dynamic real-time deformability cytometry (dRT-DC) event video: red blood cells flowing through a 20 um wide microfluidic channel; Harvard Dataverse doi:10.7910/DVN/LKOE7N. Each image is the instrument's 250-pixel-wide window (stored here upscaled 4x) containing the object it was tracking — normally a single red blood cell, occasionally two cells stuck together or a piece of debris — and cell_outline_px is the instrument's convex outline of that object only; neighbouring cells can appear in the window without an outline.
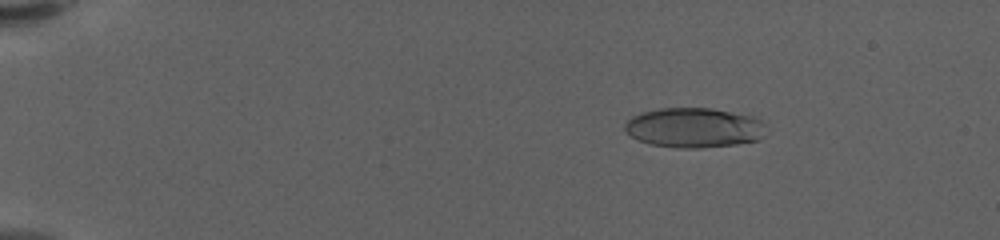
{"species": "human", "species_latin": "Homo sapiens", "temperature_condition": "warm", "stored_images_in_passage": 46, "camera_frame_rate_fps": 3000, "um_per_image_px": 0.085, "donor": {"sex": "female"}, "frame": {"image": 1, "passage_image": 11, "time_ms": 3.333, "image_size_px": [1000, 240], "cell_outline_px": [[764, 136], [760, 140], [736, 144], [700, 148], [676, 148], [652, 144], [640, 140], [632, 136], [624, 128], [624, 124], [632, 116], [640, 112], [660, 108], [712, 108], [752, 116], [760, 120], [764, 124]], "centroid_in_image_um": [59.0, 10.85], "position_along_channel_um": 26.0, "area_um2": 32.77}}
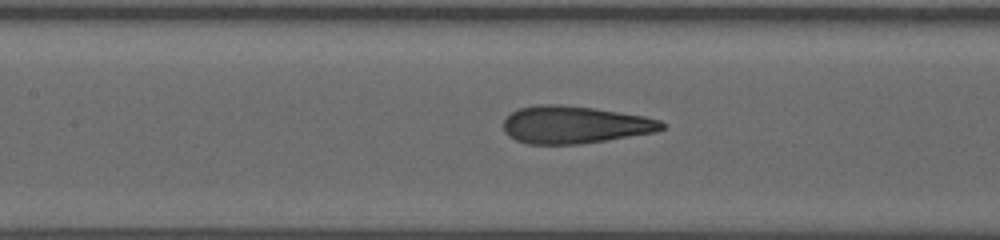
{"frame": {"image": 2, "passage_image": 31, "time_ms": 10.0, "image_size_px": [1000, 240], "cell_outline_px": [[664, 128], [656, 132], [580, 144], [528, 144], [516, 140], [508, 136], [504, 132], [504, 120], [512, 112], [520, 108], [536, 104], [560, 104], [592, 108], [644, 116], [660, 120], [664, 124]], "centroid_in_image_um": [48.82, 10.6], "position_along_channel_um": 158.6, "area_um2": 34.45}}
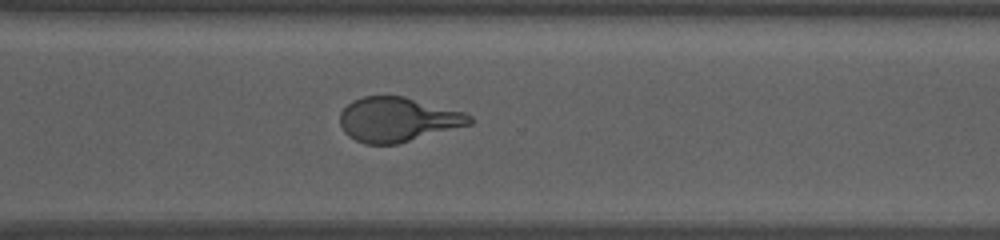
{"frame": {"image": 3, "passage_image": 46, "time_ms": 15.0, "image_size_px": [1000, 240], "cell_outline_px": [[472, 124], [396, 144], [364, 144], [348, 136], [344, 132], [340, 124], [340, 112], [352, 100], [364, 96], [404, 96], [464, 112], [472, 116]], "centroid_in_image_um": [33.78, 10.16], "position_along_channel_um": 336.8, "area_um2": 33.52}}